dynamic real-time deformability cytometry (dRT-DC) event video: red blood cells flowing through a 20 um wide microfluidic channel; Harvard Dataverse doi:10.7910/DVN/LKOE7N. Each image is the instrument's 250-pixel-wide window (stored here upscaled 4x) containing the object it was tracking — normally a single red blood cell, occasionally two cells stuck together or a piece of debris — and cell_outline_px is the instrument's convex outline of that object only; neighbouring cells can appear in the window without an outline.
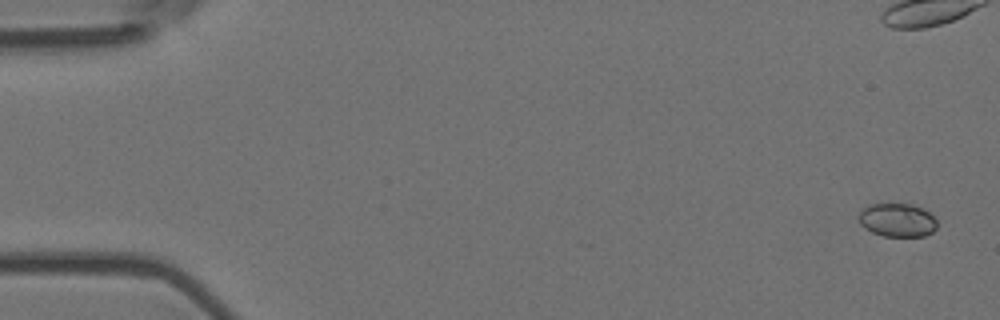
{"species": "Egyptian fruit bat (a non-hibernating species)", "species_latin": "Rousettus aegyptiacus", "temperature_condition": "room temperature", "stored_images_in_passage": 9, "camera_frame_rate_fps": 3000, "um_per_image_px": 0.085, "animal": {"sex": "female"}, "frame": {"image": 1, "passage_image": 1, "time_ms": 0.0, "image_size_px": [1000, 320], "cell_outline_px": [[936, 228], [932, 232], [924, 236], [884, 236], [872, 232], [860, 224], [860, 212], [868, 204], [912, 204], [928, 212], [936, 220]], "centroid_in_image_um": [76.27, 18.71], "position_along_channel_um": 8.7, "area_um2": 15.03}}
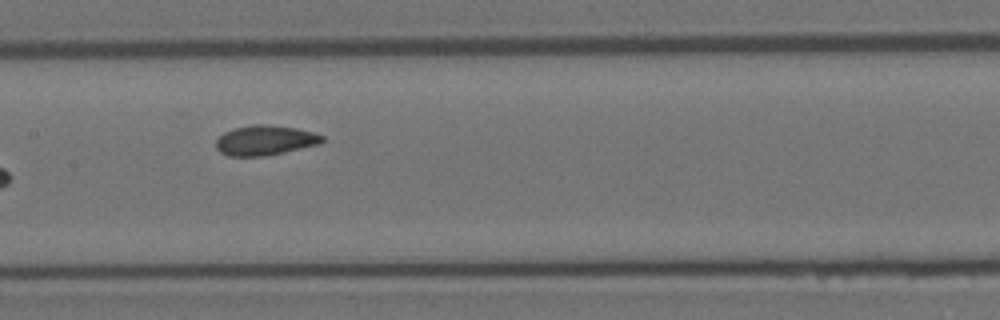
{"frame": {"image": 2, "passage_image": 8, "time_ms": 2.333, "image_size_px": [1000, 320], "cell_outline_px": [[324, 140], [320, 144], [284, 152], [264, 156], [228, 156], [220, 152], [216, 148], [216, 140], [224, 132], [232, 128], [252, 124], [260, 124], [296, 128], [312, 132], [324, 136]], "centroid_in_image_um": [22.51, 11.93], "position_along_channel_um": 184.9, "area_um2": 18.5}}
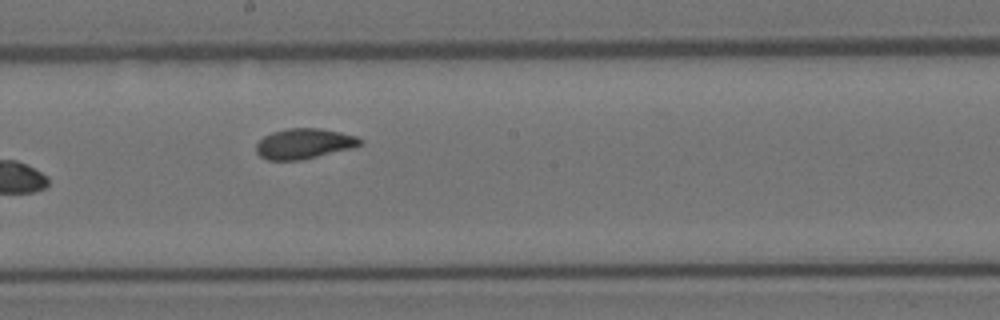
{"frame": {"image": 3, "passage_image": 9, "time_ms": 2.667, "image_size_px": [1000, 320], "cell_outline_px": [[364, 144], [352, 148], [304, 160], [268, 160], [260, 156], [256, 152], [256, 144], [264, 136], [272, 132], [288, 128], [320, 128], [340, 132], [356, 136], [364, 140]], "centroid_in_image_um": [25.87, 12.21], "position_along_channel_um": 222.3, "area_um2": 18.55}}